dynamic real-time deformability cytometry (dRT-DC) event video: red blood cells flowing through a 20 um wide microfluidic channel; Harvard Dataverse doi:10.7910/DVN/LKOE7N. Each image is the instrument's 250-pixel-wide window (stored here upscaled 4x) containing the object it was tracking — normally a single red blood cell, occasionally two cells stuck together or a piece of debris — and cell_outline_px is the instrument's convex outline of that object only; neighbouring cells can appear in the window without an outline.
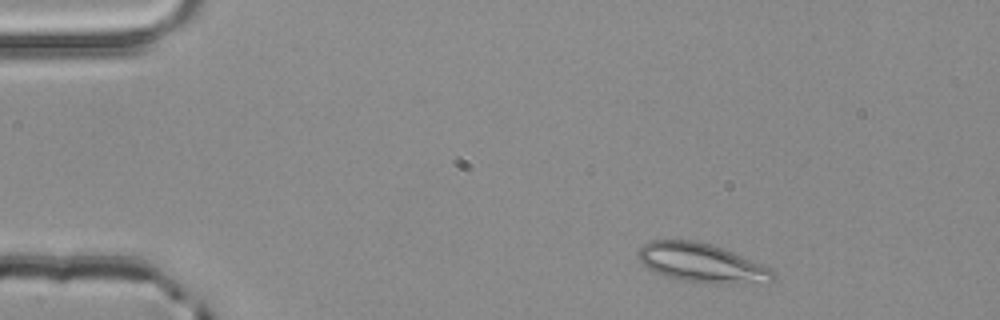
{"species": "common noctule bat (a hibernating species)", "species_latin": "Nyctalus noctula", "temperature_condition": "room temperature", "stored_images_in_passage": 2, "camera_frame_rate_fps": 3000, "um_per_image_px": 0.085, "animal": {"sex": "male", "body_mass_g": 20.4}, "frame": {"image": 1, "passage_image": 1, "time_ms": 0.0, "image_size_px": [1000, 320], "cell_outline_px": [[776, 276], [768, 284], [716, 284], [684, 280], [664, 276], [648, 268], [636, 256], [636, 248], [652, 240], [696, 240], [712, 244], [724, 248], [772, 268], [776, 272]], "centroid_in_image_um": [59.7, 22.36], "position_along_channel_um": 25.3, "area_um2": 31.33}}